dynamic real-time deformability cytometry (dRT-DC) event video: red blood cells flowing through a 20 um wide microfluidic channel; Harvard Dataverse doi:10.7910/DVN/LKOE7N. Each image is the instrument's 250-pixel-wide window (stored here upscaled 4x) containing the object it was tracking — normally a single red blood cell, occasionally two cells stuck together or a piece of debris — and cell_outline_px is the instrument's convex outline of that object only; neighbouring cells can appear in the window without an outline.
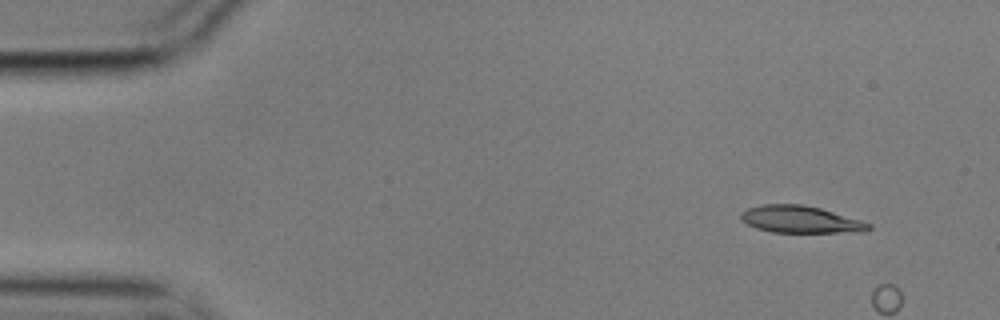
{"species": "common noctule bat (a hibernating species)", "species_latin": "Nyctalus noctula", "temperature_condition": "cold", "stored_images_in_passage": 10, "camera_frame_rate_fps": 3000, "um_per_image_px": 0.085, "animal": {"sex": "male", "body_mass_g": 17.9}, "frame": {"image": 1, "passage_image": 1, "time_ms": 0.0, "image_size_px": [1000, 320], "cell_outline_px": [[872, 228], [864, 232], [772, 232], [756, 228], [740, 220], [740, 212], [748, 208], [764, 204], [804, 204], [820, 208], [860, 220], [872, 224]], "centroid_in_image_um": [68.03, 18.65], "position_along_channel_um": 17.0, "area_um2": 20.17}}